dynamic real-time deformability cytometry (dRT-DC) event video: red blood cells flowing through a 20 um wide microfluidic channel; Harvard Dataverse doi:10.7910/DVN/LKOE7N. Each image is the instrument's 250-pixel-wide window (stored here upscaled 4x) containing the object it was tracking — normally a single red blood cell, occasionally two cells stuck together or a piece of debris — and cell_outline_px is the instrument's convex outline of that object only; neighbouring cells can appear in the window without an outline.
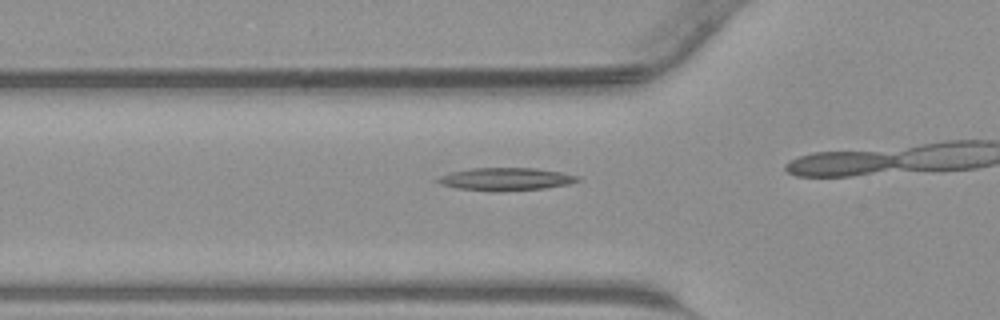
{"species": "common noctule bat (a hibernating species)", "species_latin": "Nyctalus noctula", "temperature_condition": "warm", "stored_images_in_passage": 23, "camera_frame_rate_fps": 3000, "um_per_image_px": 0.085, "animal": {"sex": "male", "body_mass_g": 23.1, "forearm_length_mm": 52.7}, "frame": {"image": 1, "passage_image": 4, "time_ms": 1.0, "image_size_px": [1000, 320], "cell_outline_px": [[580, 180], [568, 184], [544, 188], [496, 192], [456, 188], [440, 184], [436, 180], [440, 176], [452, 172], [468, 168], [536, 168], [560, 172], [580, 176]], "centroid_in_image_um": [42.98, 15.22], "position_along_channel_um": 82.8, "area_um2": 18.55}}
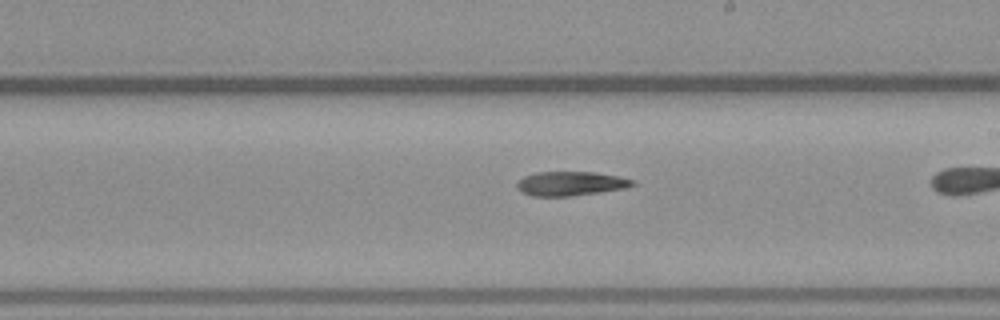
{"frame": {"image": 2, "passage_image": 14, "time_ms": 4.333, "image_size_px": [1000, 320], "cell_outline_px": [[636, 184], [624, 188], [600, 192], [568, 196], [532, 196], [516, 188], [516, 184], [524, 176], [536, 172], [596, 172], [620, 176], [636, 180]], "centroid_in_image_um": [48.53, 15.59], "position_along_channel_um": 240.5, "area_um2": 16.3}}